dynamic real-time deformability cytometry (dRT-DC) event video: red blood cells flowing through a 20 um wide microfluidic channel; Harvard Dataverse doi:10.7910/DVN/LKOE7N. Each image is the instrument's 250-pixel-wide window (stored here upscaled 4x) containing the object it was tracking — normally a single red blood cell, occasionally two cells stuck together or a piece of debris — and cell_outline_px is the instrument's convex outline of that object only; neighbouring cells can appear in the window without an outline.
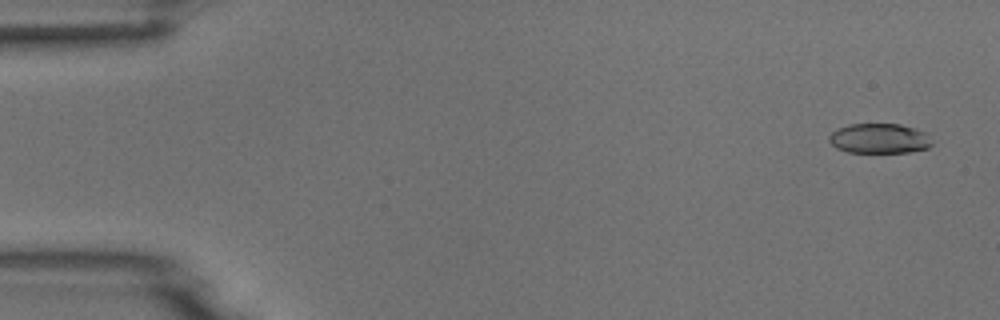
{"species": "common noctule bat (a hibernating species)", "species_latin": "Nyctalus noctula", "temperature_condition": "room temperature", "stored_images_in_passage": 10, "camera_frame_rate_fps": 3000, "um_per_image_px": 0.085, "animal": {"sex": "male", "body_mass_g": 18.8}, "frame": {"image": 1, "passage_image": 1, "time_ms": 0.0, "image_size_px": [1000, 320], "cell_outline_px": [[932, 144], [928, 148], [908, 152], [848, 152], [836, 148], [828, 140], [828, 136], [836, 128], [848, 124], [900, 124], [916, 128], [928, 132]], "centroid_in_image_um": [74.75, 11.76], "position_along_channel_um": 10.3, "area_um2": 18.15}}
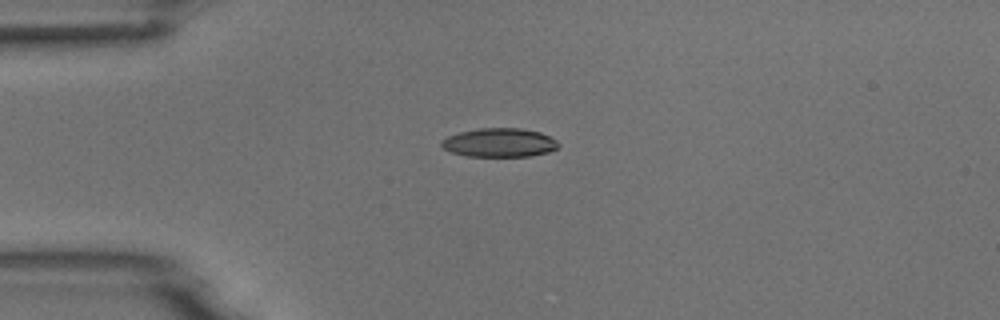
{"frame": {"image": 2, "passage_image": 4, "time_ms": 3.667, "image_size_px": [1000, 320], "cell_outline_px": [[560, 144], [556, 148], [548, 152], [532, 156], [468, 156], [452, 152], [444, 148], [440, 144], [440, 140], [448, 136], [460, 132], [480, 128], [520, 128], [540, 132], [556, 140]], "centroid_in_image_um": [42.45, 12.12], "position_along_channel_um": 42.6, "area_um2": 19.54}}